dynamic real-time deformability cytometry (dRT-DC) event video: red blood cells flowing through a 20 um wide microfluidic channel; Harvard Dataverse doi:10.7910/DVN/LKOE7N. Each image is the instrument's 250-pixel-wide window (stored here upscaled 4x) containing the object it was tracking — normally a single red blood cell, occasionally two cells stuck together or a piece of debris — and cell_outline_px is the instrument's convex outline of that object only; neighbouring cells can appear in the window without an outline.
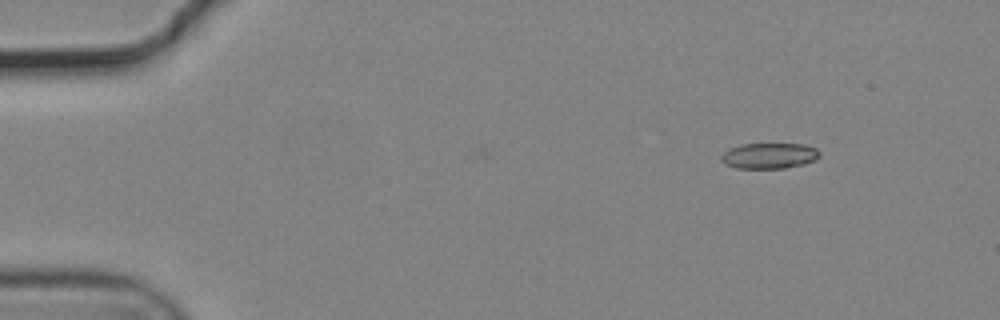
{"species": "common noctule bat (a hibernating species)", "species_latin": "Nyctalus noctula", "temperature_condition": "cold", "stored_images_in_passage": 46, "camera_frame_rate_fps": 3000, "um_per_image_px": 0.085, "animal": {"sex": "male", "body_mass_g": 19.2, "forearm_length_mm": 51.8}, "frame": {"image": 1, "passage_image": 1, "time_ms": 0.0, "image_size_px": [1000, 320], "cell_outline_px": [[820, 156], [816, 160], [804, 164], [784, 168], [736, 168], [724, 164], [720, 160], [720, 156], [728, 148], [744, 144], [804, 144], [816, 148], [820, 152]], "centroid_in_image_um": [65.38, 13.24], "position_along_channel_um": 19.6, "area_um2": 14.85}}
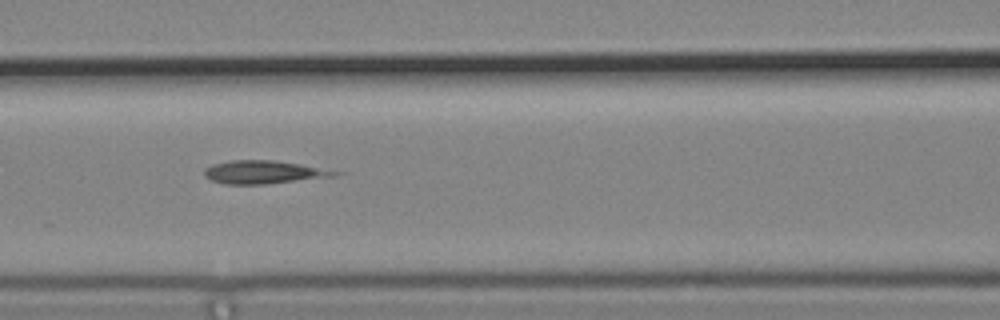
{"frame": {"image": 2, "passage_image": 19, "time_ms": 6.0, "image_size_px": [1000, 320], "cell_outline_px": [[348, 172], [336, 176], [264, 184], [224, 184], [212, 180], [204, 176], [204, 168], [212, 164], [232, 160], [272, 160], [300, 164]], "centroid_in_image_um": [22.46, 14.63], "position_along_channel_um": 144.1, "area_um2": 17.69}}
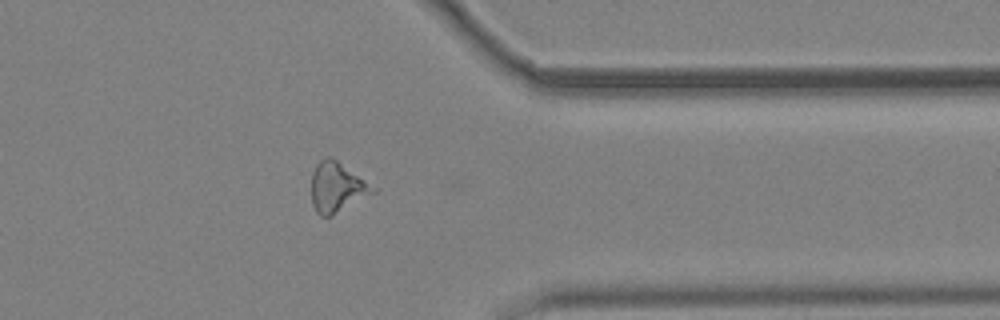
{"frame": {"image": 3, "passage_image": 39, "time_ms": 12.667, "image_size_px": [1000, 320], "cell_outline_px": [[376, 192], [332, 216], [320, 216], [316, 212], [312, 204], [312, 172], [316, 164], [320, 160], [328, 156], [332, 156], [376, 188]], "centroid_in_image_um": [28.63, 15.92], "position_along_channel_um": 382.8, "area_um2": 17.92}}